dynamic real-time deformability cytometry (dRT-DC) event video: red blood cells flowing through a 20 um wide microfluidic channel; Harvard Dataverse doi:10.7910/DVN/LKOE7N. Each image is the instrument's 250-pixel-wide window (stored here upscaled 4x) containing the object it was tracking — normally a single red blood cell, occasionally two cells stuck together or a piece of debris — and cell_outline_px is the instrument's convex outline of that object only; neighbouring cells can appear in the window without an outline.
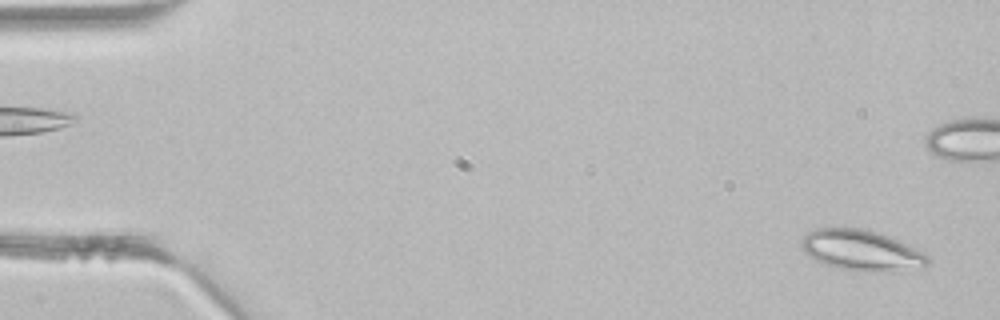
{"species": "common noctule bat (a hibernating species)", "species_latin": "Nyctalus noctula", "temperature_condition": "room temperature", "stored_images_in_passage": 44, "camera_frame_rate_fps": 3000, "um_per_image_px": 0.085, "animal": {"sex": "male", "body_mass_g": 21.5, "forearm_length_mm": 52.0}, "frame": {"image": 1, "passage_image": 2, "time_ms": 0.333, "image_size_px": [1000, 320], "cell_outline_px": [[928, 264], [924, 268], [872, 272], [868, 272], [840, 268], [824, 264], [808, 256], [800, 248], [800, 240], [808, 232], [816, 228], [844, 224], [868, 228], [880, 232], [924, 252], [928, 256]], "centroid_in_image_um": [73.17, 21.22], "position_along_channel_um": 11.8, "area_um2": 30.92}}
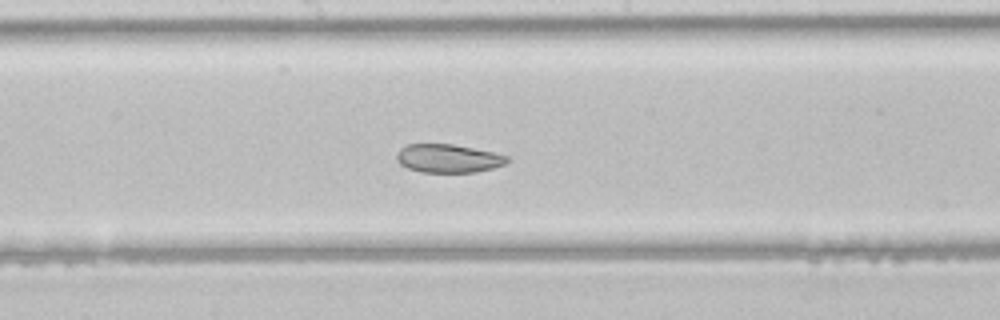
{"frame": {"image": 2, "passage_image": 23, "time_ms": 7.333, "image_size_px": [1000, 320], "cell_outline_px": [[508, 160], [504, 164], [492, 168], [476, 172], [420, 172], [408, 168], [400, 164], [396, 160], [396, 152], [400, 148], [408, 144], [452, 144], [492, 152], [508, 156]], "centroid_in_image_um": [38.04, 13.46], "position_along_channel_um": 210.2, "area_um2": 18.21}}
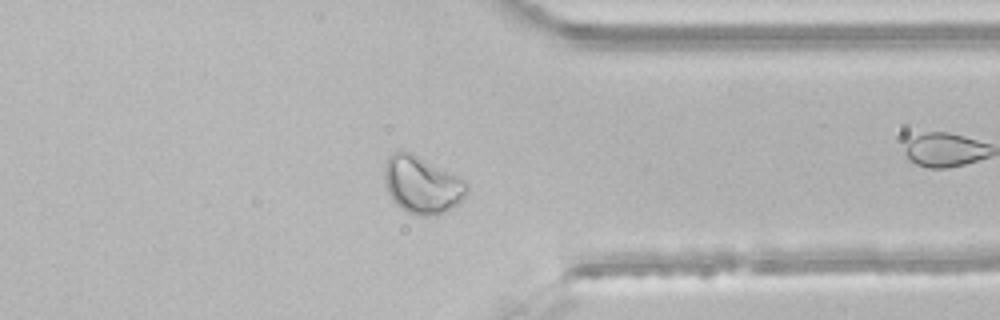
{"frame": {"image": 3, "passage_image": 34, "time_ms": 11.0, "image_size_px": [1000, 320], "cell_outline_px": [[468, 188], [464, 196], [456, 204], [444, 212], [436, 216], [420, 216], [408, 212], [400, 208], [392, 200], [388, 192], [384, 180], [384, 168], [388, 156], [396, 148], [400, 148], [412, 152], [464, 180], [468, 184]], "centroid_in_image_um": [35.81, 15.68], "position_along_channel_um": 375.6, "area_um2": 27.63}}